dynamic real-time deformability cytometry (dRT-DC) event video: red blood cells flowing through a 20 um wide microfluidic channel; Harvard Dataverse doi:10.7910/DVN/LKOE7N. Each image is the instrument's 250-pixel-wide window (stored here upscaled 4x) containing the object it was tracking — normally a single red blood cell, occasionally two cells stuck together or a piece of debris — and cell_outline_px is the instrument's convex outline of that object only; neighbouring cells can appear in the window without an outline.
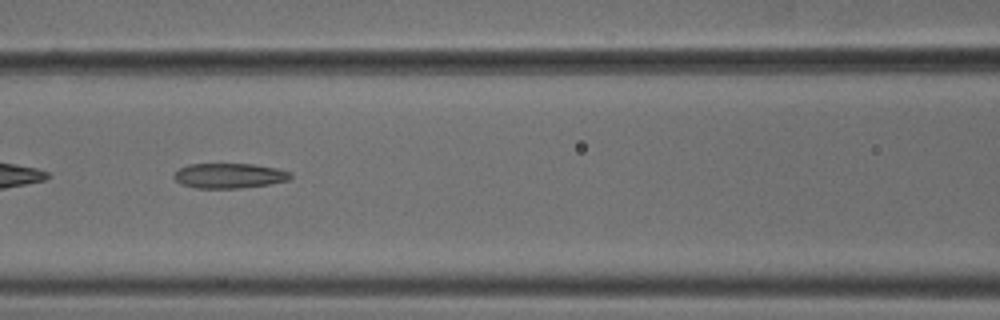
{"species": "common noctule bat (a hibernating species)", "species_latin": "Nyctalus noctula", "temperature_condition": "cold", "stored_images_in_passage": 54, "camera_frame_rate_fps": 3000, "um_per_image_px": 0.085, "animal": {"sex": "male", "body_mass_g": 18.8}, "frame": {"image": 1, "passage_image": 24, "time_ms": 7.667, "image_size_px": [1000, 320], "cell_outline_px": [[292, 176], [288, 180], [268, 184], [240, 188], [196, 188], [184, 184], [176, 180], [172, 176], [180, 168], [188, 164], [256, 164], [276, 168], [292, 172]], "centroid_in_image_um": [19.51, 14.93], "position_along_channel_um": 147.1, "area_um2": 16.88}, "authors_computed_cell_mechanics": {"area_um2": 17.8891, "velocity_mm_per_s": 3.7955, "shape_relaxation_time_tau1_ms": null, "shape_relaxation_time_tau2_ms": 5.632, "deformation_change_tau1": null, "deformation_change_tau2": 0.1563}}